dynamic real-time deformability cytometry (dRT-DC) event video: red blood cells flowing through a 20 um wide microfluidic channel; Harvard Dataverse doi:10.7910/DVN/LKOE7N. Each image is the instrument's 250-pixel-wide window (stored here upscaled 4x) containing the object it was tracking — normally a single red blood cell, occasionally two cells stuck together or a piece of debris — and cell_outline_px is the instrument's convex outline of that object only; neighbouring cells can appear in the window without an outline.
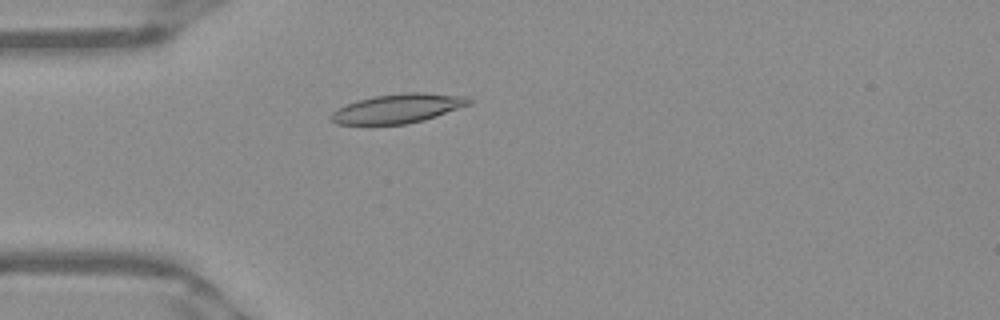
{"species": "Egyptian fruit bat (a non-hibernating species)", "species_latin": "Rousettus aegyptiacus", "temperature_condition": "warm", "stored_images_in_passage": 52, "camera_frame_rate_fps": 3000, "um_per_image_px": 0.085, "frame": {"image": 1, "passage_image": 15, "time_ms": 4.667, "image_size_px": [1000, 320], "cell_outline_px": [[472, 104], [424, 120], [408, 124], [336, 124], [328, 116], [332, 112], [348, 104], [360, 100], [376, 96], [408, 92], [424, 92], [468, 96], [472, 100]], "centroid_in_image_um": [33.89, 9.22], "position_along_channel_um": 51.1, "area_um2": 23.35}}
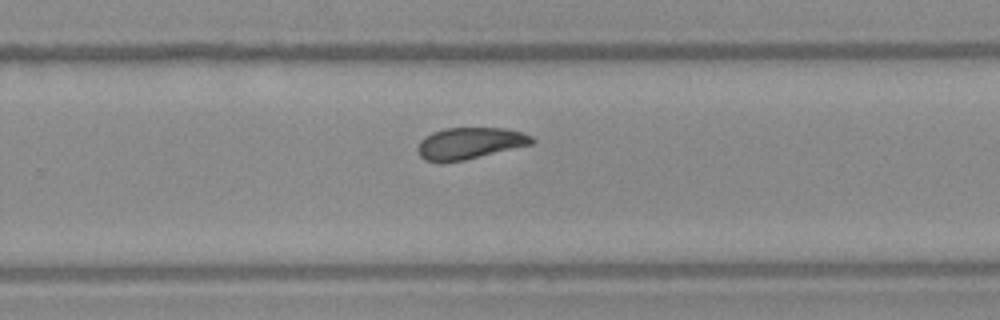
{"frame": {"image": 2, "passage_image": 34, "time_ms": 11.0, "image_size_px": [1000, 320], "cell_outline_px": [[536, 140], [532, 144], [464, 160], [424, 160], [420, 156], [416, 148], [420, 140], [424, 136], [432, 132], [444, 128], [504, 128], [524, 132], [532, 136]], "centroid_in_image_um": [39.95, 12.14], "position_along_channel_um": 289.9, "area_um2": 20.81}}
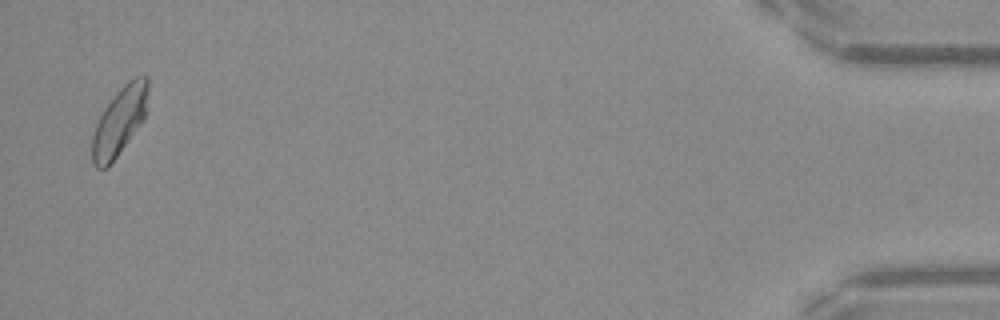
{"frame": {"image": 3, "passage_image": 51, "time_ms": 16.667, "image_size_px": [1000, 320], "cell_outline_px": [[148, 88], [144, 120], [108, 168], [96, 168], [92, 164], [92, 136], [96, 124], [104, 108], [116, 92], [132, 76], [148, 76]], "centroid_in_image_um": [10.15, 10.3], "position_along_channel_um": 425.1, "area_um2": 22.2}, "authors_computed_cell_mechanics": {"area_um2": 21.964, "velocity_mm_per_s": 3.9175, "shape_relaxation_time_tau1_ms": 5.0098, "shape_relaxation_time_tau2_ms": 4.1918, "deformation_change_tau1": 0.1261, "deformation_change_tau2": 0.0869}}